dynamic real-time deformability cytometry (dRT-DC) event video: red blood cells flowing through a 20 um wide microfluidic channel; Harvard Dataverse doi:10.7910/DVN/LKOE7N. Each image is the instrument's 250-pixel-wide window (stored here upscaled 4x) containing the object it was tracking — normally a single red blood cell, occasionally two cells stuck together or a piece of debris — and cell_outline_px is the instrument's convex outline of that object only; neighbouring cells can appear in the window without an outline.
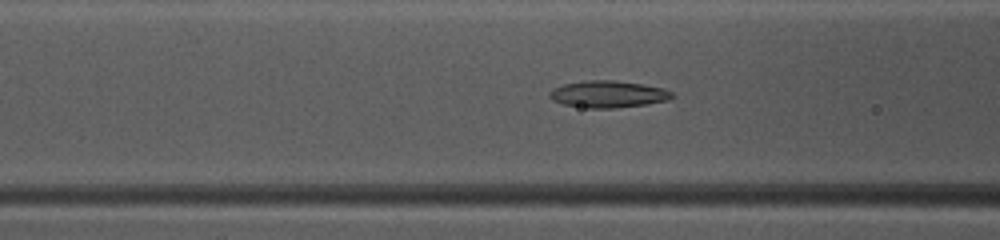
{"species": "common noctule bat (a hibernating species)", "species_latin": "Nyctalus noctula", "temperature_condition": "warm", "stored_images_in_passage": 48, "camera_frame_rate_fps": 3000, "um_per_image_px": 0.085, "animal": {"sex": "female", "body_mass_g": 10.0, "forearm_length_mm": 53.1}, "frame": {"image": 1, "passage_image": 20, "time_ms": 6.333, "image_size_px": [1000, 240], "cell_outline_px": [[676, 96], [668, 100], [648, 104], [616, 108], [588, 108], [564, 104], [552, 100], [548, 96], [548, 92], [552, 88], [564, 84], [588, 80], [616, 80], [664, 88], [672, 92]], "centroid_in_image_um": [51.69, 8.0], "position_along_channel_um": 114.9, "area_um2": 19.31}}
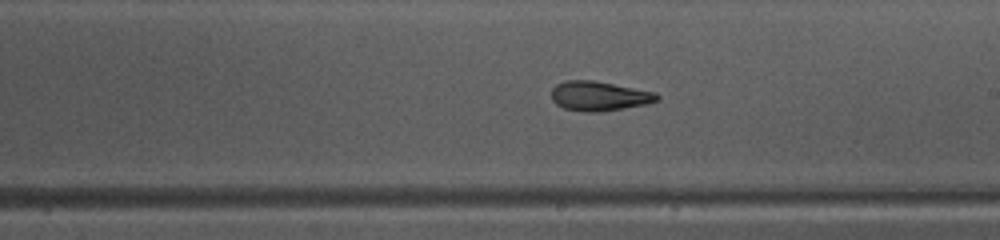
{"frame": {"image": 2, "passage_image": 29, "time_ms": 9.333, "image_size_px": [1000, 240], "cell_outline_px": [[660, 100], [648, 104], [624, 108], [596, 112], [584, 112], [564, 108], [556, 104], [552, 100], [552, 88], [556, 84], [564, 80], [596, 80], [656, 92], [660, 96]], "centroid_in_image_um": [50.95, 8.15], "position_along_channel_um": 238.0, "area_um2": 18.44}}
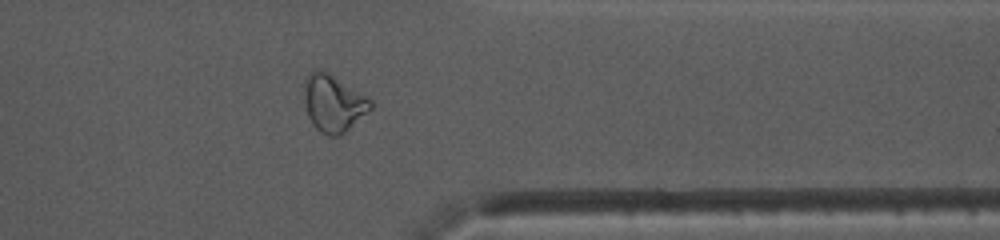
{"frame": {"image": 3, "passage_image": 40, "time_ms": 13.0, "image_size_px": [1000, 240], "cell_outline_px": [[372, 108], [340, 136], [328, 136], [320, 132], [312, 124], [308, 116], [304, 104], [304, 80], [308, 72], [316, 68], [324, 68], [372, 100]], "centroid_in_image_um": [28.29, 8.73], "position_along_channel_um": 383.1, "area_um2": 22.48}}